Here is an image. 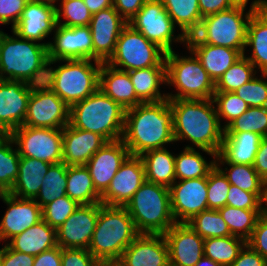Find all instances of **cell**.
Here are the masks:
<instances>
[{"mask_svg": "<svg viewBox=\"0 0 267 266\" xmlns=\"http://www.w3.org/2000/svg\"><path fill=\"white\" fill-rule=\"evenodd\" d=\"M32 1H36V2H40V3H44V4H48V5H51V6H54V7H57V5H55V3L60 0H32Z\"/></svg>", "mask_w": 267, "mask_h": 266, "instance_id": "cell-64", "label": "cell"}, {"mask_svg": "<svg viewBox=\"0 0 267 266\" xmlns=\"http://www.w3.org/2000/svg\"><path fill=\"white\" fill-rule=\"evenodd\" d=\"M99 215V203L80 205L56 230L57 245L61 248L90 246Z\"/></svg>", "mask_w": 267, "mask_h": 266, "instance_id": "cell-19", "label": "cell"}, {"mask_svg": "<svg viewBox=\"0 0 267 266\" xmlns=\"http://www.w3.org/2000/svg\"><path fill=\"white\" fill-rule=\"evenodd\" d=\"M258 175L267 182V136L263 137L253 164Z\"/></svg>", "mask_w": 267, "mask_h": 266, "instance_id": "cell-59", "label": "cell"}, {"mask_svg": "<svg viewBox=\"0 0 267 266\" xmlns=\"http://www.w3.org/2000/svg\"><path fill=\"white\" fill-rule=\"evenodd\" d=\"M91 14L113 7V0H83Z\"/></svg>", "mask_w": 267, "mask_h": 266, "instance_id": "cell-60", "label": "cell"}, {"mask_svg": "<svg viewBox=\"0 0 267 266\" xmlns=\"http://www.w3.org/2000/svg\"><path fill=\"white\" fill-rule=\"evenodd\" d=\"M251 49V55L245 56L261 73H267V9L253 13L248 21L246 45ZM248 56V57H247Z\"/></svg>", "mask_w": 267, "mask_h": 266, "instance_id": "cell-31", "label": "cell"}, {"mask_svg": "<svg viewBox=\"0 0 267 266\" xmlns=\"http://www.w3.org/2000/svg\"><path fill=\"white\" fill-rule=\"evenodd\" d=\"M187 223L203 239L231 236L230 230L218 210L202 211Z\"/></svg>", "mask_w": 267, "mask_h": 266, "instance_id": "cell-43", "label": "cell"}, {"mask_svg": "<svg viewBox=\"0 0 267 266\" xmlns=\"http://www.w3.org/2000/svg\"><path fill=\"white\" fill-rule=\"evenodd\" d=\"M165 10L186 37L193 35L200 27L202 16L199 0H162Z\"/></svg>", "mask_w": 267, "mask_h": 266, "instance_id": "cell-36", "label": "cell"}, {"mask_svg": "<svg viewBox=\"0 0 267 266\" xmlns=\"http://www.w3.org/2000/svg\"><path fill=\"white\" fill-rule=\"evenodd\" d=\"M195 266H221V265L203 255V257L195 264Z\"/></svg>", "mask_w": 267, "mask_h": 266, "instance_id": "cell-62", "label": "cell"}, {"mask_svg": "<svg viewBox=\"0 0 267 266\" xmlns=\"http://www.w3.org/2000/svg\"><path fill=\"white\" fill-rule=\"evenodd\" d=\"M233 7L229 0H199L202 18L216 14Z\"/></svg>", "mask_w": 267, "mask_h": 266, "instance_id": "cell-58", "label": "cell"}, {"mask_svg": "<svg viewBox=\"0 0 267 266\" xmlns=\"http://www.w3.org/2000/svg\"><path fill=\"white\" fill-rule=\"evenodd\" d=\"M9 134L0 140V192L9 193L18 177L20 155Z\"/></svg>", "mask_w": 267, "mask_h": 266, "instance_id": "cell-39", "label": "cell"}, {"mask_svg": "<svg viewBox=\"0 0 267 266\" xmlns=\"http://www.w3.org/2000/svg\"><path fill=\"white\" fill-rule=\"evenodd\" d=\"M145 167V180L170 187L175 181V154L166 148L150 150L141 156Z\"/></svg>", "mask_w": 267, "mask_h": 266, "instance_id": "cell-33", "label": "cell"}, {"mask_svg": "<svg viewBox=\"0 0 267 266\" xmlns=\"http://www.w3.org/2000/svg\"><path fill=\"white\" fill-rule=\"evenodd\" d=\"M125 112V108L98 89L70 106L69 125L97 133L107 142L116 141L123 137Z\"/></svg>", "mask_w": 267, "mask_h": 266, "instance_id": "cell-5", "label": "cell"}, {"mask_svg": "<svg viewBox=\"0 0 267 266\" xmlns=\"http://www.w3.org/2000/svg\"><path fill=\"white\" fill-rule=\"evenodd\" d=\"M261 216L267 218V182L261 198Z\"/></svg>", "mask_w": 267, "mask_h": 266, "instance_id": "cell-61", "label": "cell"}, {"mask_svg": "<svg viewBox=\"0 0 267 266\" xmlns=\"http://www.w3.org/2000/svg\"><path fill=\"white\" fill-rule=\"evenodd\" d=\"M9 135L21 157L43 160L50 164L63 162V129L22 125Z\"/></svg>", "mask_w": 267, "mask_h": 266, "instance_id": "cell-12", "label": "cell"}, {"mask_svg": "<svg viewBox=\"0 0 267 266\" xmlns=\"http://www.w3.org/2000/svg\"><path fill=\"white\" fill-rule=\"evenodd\" d=\"M169 105L175 142L187 140L196 148L219 153L224 128L212 99H169Z\"/></svg>", "mask_w": 267, "mask_h": 266, "instance_id": "cell-2", "label": "cell"}, {"mask_svg": "<svg viewBox=\"0 0 267 266\" xmlns=\"http://www.w3.org/2000/svg\"><path fill=\"white\" fill-rule=\"evenodd\" d=\"M226 222L232 236L240 237L247 241L254 230L261 210L238 209L225 205L218 209Z\"/></svg>", "mask_w": 267, "mask_h": 266, "instance_id": "cell-41", "label": "cell"}, {"mask_svg": "<svg viewBox=\"0 0 267 266\" xmlns=\"http://www.w3.org/2000/svg\"><path fill=\"white\" fill-rule=\"evenodd\" d=\"M67 168L64 163L52 164L42 181L43 184L37 196L34 198L36 203L43 208L55 199L66 195L67 187Z\"/></svg>", "mask_w": 267, "mask_h": 266, "instance_id": "cell-40", "label": "cell"}, {"mask_svg": "<svg viewBox=\"0 0 267 266\" xmlns=\"http://www.w3.org/2000/svg\"><path fill=\"white\" fill-rule=\"evenodd\" d=\"M164 237L170 266H195L204 255V239L188 223H175Z\"/></svg>", "mask_w": 267, "mask_h": 266, "instance_id": "cell-21", "label": "cell"}, {"mask_svg": "<svg viewBox=\"0 0 267 266\" xmlns=\"http://www.w3.org/2000/svg\"><path fill=\"white\" fill-rule=\"evenodd\" d=\"M233 7H240L246 9L249 0H229Z\"/></svg>", "mask_w": 267, "mask_h": 266, "instance_id": "cell-63", "label": "cell"}, {"mask_svg": "<svg viewBox=\"0 0 267 266\" xmlns=\"http://www.w3.org/2000/svg\"><path fill=\"white\" fill-rule=\"evenodd\" d=\"M66 195L79 205L101 203V195L96 191L85 165L68 166Z\"/></svg>", "mask_w": 267, "mask_h": 266, "instance_id": "cell-35", "label": "cell"}, {"mask_svg": "<svg viewBox=\"0 0 267 266\" xmlns=\"http://www.w3.org/2000/svg\"><path fill=\"white\" fill-rule=\"evenodd\" d=\"M130 155L122 139L107 142L85 165L96 191L102 195L110 185L121 164Z\"/></svg>", "mask_w": 267, "mask_h": 266, "instance_id": "cell-22", "label": "cell"}, {"mask_svg": "<svg viewBox=\"0 0 267 266\" xmlns=\"http://www.w3.org/2000/svg\"><path fill=\"white\" fill-rule=\"evenodd\" d=\"M49 60H93V42L89 26L66 27L57 24L48 46Z\"/></svg>", "mask_w": 267, "mask_h": 266, "instance_id": "cell-16", "label": "cell"}, {"mask_svg": "<svg viewBox=\"0 0 267 266\" xmlns=\"http://www.w3.org/2000/svg\"><path fill=\"white\" fill-rule=\"evenodd\" d=\"M55 63L61 65L51 67ZM101 64L90 59L49 60L45 84L70 107L99 89Z\"/></svg>", "mask_w": 267, "mask_h": 266, "instance_id": "cell-6", "label": "cell"}, {"mask_svg": "<svg viewBox=\"0 0 267 266\" xmlns=\"http://www.w3.org/2000/svg\"><path fill=\"white\" fill-rule=\"evenodd\" d=\"M107 141L97 133L74 128H63V162L67 166L86 165Z\"/></svg>", "mask_w": 267, "mask_h": 266, "instance_id": "cell-26", "label": "cell"}, {"mask_svg": "<svg viewBox=\"0 0 267 266\" xmlns=\"http://www.w3.org/2000/svg\"><path fill=\"white\" fill-rule=\"evenodd\" d=\"M139 235L125 207L99 203V215L88 251L101 264L117 263Z\"/></svg>", "mask_w": 267, "mask_h": 266, "instance_id": "cell-4", "label": "cell"}, {"mask_svg": "<svg viewBox=\"0 0 267 266\" xmlns=\"http://www.w3.org/2000/svg\"><path fill=\"white\" fill-rule=\"evenodd\" d=\"M245 245L244 239L232 235L207 238L204 239V256L221 266H230Z\"/></svg>", "mask_w": 267, "mask_h": 266, "instance_id": "cell-38", "label": "cell"}, {"mask_svg": "<svg viewBox=\"0 0 267 266\" xmlns=\"http://www.w3.org/2000/svg\"><path fill=\"white\" fill-rule=\"evenodd\" d=\"M262 138L253 132L224 133L216 163L253 165Z\"/></svg>", "mask_w": 267, "mask_h": 266, "instance_id": "cell-28", "label": "cell"}, {"mask_svg": "<svg viewBox=\"0 0 267 266\" xmlns=\"http://www.w3.org/2000/svg\"><path fill=\"white\" fill-rule=\"evenodd\" d=\"M70 107L45 83L33 85L24 126L63 129L69 124Z\"/></svg>", "mask_w": 267, "mask_h": 266, "instance_id": "cell-13", "label": "cell"}, {"mask_svg": "<svg viewBox=\"0 0 267 266\" xmlns=\"http://www.w3.org/2000/svg\"><path fill=\"white\" fill-rule=\"evenodd\" d=\"M224 164L228 166L221 168V165L225 166ZM216 166L226 176L230 184L244 191L255 193L260 199L262 198L266 182L258 175L253 165L216 163Z\"/></svg>", "mask_w": 267, "mask_h": 266, "instance_id": "cell-37", "label": "cell"}, {"mask_svg": "<svg viewBox=\"0 0 267 266\" xmlns=\"http://www.w3.org/2000/svg\"><path fill=\"white\" fill-rule=\"evenodd\" d=\"M32 87L23 81L0 80V129L5 134L24 124Z\"/></svg>", "mask_w": 267, "mask_h": 266, "instance_id": "cell-18", "label": "cell"}, {"mask_svg": "<svg viewBox=\"0 0 267 266\" xmlns=\"http://www.w3.org/2000/svg\"><path fill=\"white\" fill-rule=\"evenodd\" d=\"M256 74L255 67L245 56H242L215 83V92H235Z\"/></svg>", "mask_w": 267, "mask_h": 266, "instance_id": "cell-42", "label": "cell"}, {"mask_svg": "<svg viewBox=\"0 0 267 266\" xmlns=\"http://www.w3.org/2000/svg\"><path fill=\"white\" fill-rule=\"evenodd\" d=\"M35 256L11 249L7 244L2 247L0 266H33Z\"/></svg>", "mask_w": 267, "mask_h": 266, "instance_id": "cell-54", "label": "cell"}, {"mask_svg": "<svg viewBox=\"0 0 267 266\" xmlns=\"http://www.w3.org/2000/svg\"><path fill=\"white\" fill-rule=\"evenodd\" d=\"M246 244L267 261V218L259 217Z\"/></svg>", "mask_w": 267, "mask_h": 266, "instance_id": "cell-53", "label": "cell"}, {"mask_svg": "<svg viewBox=\"0 0 267 266\" xmlns=\"http://www.w3.org/2000/svg\"><path fill=\"white\" fill-rule=\"evenodd\" d=\"M267 9V0H254L245 13L244 8L231 7L204 17L194 35L205 44L223 46L245 52L248 21L253 13Z\"/></svg>", "mask_w": 267, "mask_h": 266, "instance_id": "cell-7", "label": "cell"}, {"mask_svg": "<svg viewBox=\"0 0 267 266\" xmlns=\"http://www.w3.org/2000/svg\"><path fill=\"white\" fill-rule=\"evenodd\" d=\"M166 52L127 24L116 42L113 55L106 62L120 70L166 67Z\"/></svg>", "mask_w": 267, "mask_h": 266, "instance_id": "cell-10", "label": "cell"}, {"mask_svg": "<svg viewBox=\"0 0 267 266\" xmlns=\"http://www.w3.org/2000/svg\"><path fill=\"white\" fill-rule=\"evenodd\" d=\"M6 134L0 129V140L5 136Z\"/></svg>", "mask_w": 267, "mask_h": 266, "instance_id": "cell-66", "label": "cell"}, {"mask_svg": "<svg viewBox=\"0 0 267 266\" xmlns=\"http://www.w3.org/2000/svg\"><path fill=\"white\" fill-rule=\"evenodd\" d=\"M261 74L260 78L255 76L234 92L249 107H267V73Z\"/></svg>", "mask_w": 267, "mask_h": 266, "instance_id": "cell-49", "label": "cell"}, {"mask_svg": "<svg viewBox=\"0 0 267 266\" xmlns=\"http://www.w3.org/2000/svg\"><path fill=\"white\" fill-rule=\"evenodd\" d=\"M212 100L214 104H216L215 107H217L216 111L220 124H222V118L227 122H224L225 125H223V128H225L235 118H238L245 113L249 108V105L239 98L234 92H215Z\"/></svg>", "mask_w": 267, "mask_h": 266, "instance_id": "cell-46", "label": "cell"}, {"mask_svg": "<svg viewBox=\"0 0 267 266\" xmlns=\"http://www.w3.org/2000/svg\"><path fill=\"white\" fill-rule=\"evenodd\" d=\"M253 132L267 136V107H249L225 128L224 133Z\"/></svg>", "mask_w": 267, "mask_h": 266, "instance_id": "cell-44", "label": "cell"}, {"mask_svg": "<svg viewBox=\"0 0 267 266\" xmlns=\"http://www.w3.org/2000/svg\"><path fill=\"white\" fill-rule=\"evenodd\" d=\"M49 42L37 43L7 33L0 34V80H16L31 85L44 84L48 71Z\"/></svg>", "mask_w": 267, "mask_h": 266, "instance_id": "cell-3", "label": "cell"}, {"mask_svg": "<svg viewBox=\"0 0 267 266\" xmlns=\"http://www.w3.org/2000/svg\"><path fill=\"white\" fill-rule=\"evenodd\" d=\"M1 255H2V248L0 249V261H1Z\"/></svg>", "mask_w": 267, "mask_h": 266, "instance_id": "cell-67", "label": "cell"}, {"mask_svg": "<svg viewBox=\"0 0 267 266\" xmlns=\"http://www.w3.org/2000/svg\"><path fill=\"white\" fill-rule=\"evenodd\" d=\"M56 26V7L29 0L12 32L21 38L40 43L55 31Z\"/></svg>", "mask_w": 267, "mask_h": 266, "instance_id": "cell-24", "label": "cell"}, {"mask_svg": "<svg viewBox=\"0 0 267 266\" xmlns=\"http://www.w3.org/2000/svg\"><path fill=\"white\" fill-rule=\"evenodd\" d=\"M102 266H119L117 263H107L103 264Z\"/></svg>", "mask_w": 267, "mask_h": 266, "instance_id": "cell-65", "label": "cell"}, {"mask_svg": "<svg viewBox=\"0 0 267 266\" xmlns=\"http://www.w3.org/2000/svg\"><path fill=\"white\" fill-rule=\"evenodd\" d=\"M230 266H267V261L246 244Z\"/></svg>", "mask_w": 267, "mask_h": 266, "instance_id": "cell-55", "label": "cell"}, {"mask_svg": "<svg viewBox=\"0 0 267 266\" xmlns=\"http://www.w3.org/2000/svg\"><path fill=\"white\" fill-rule=\"evenodd\" d=\"M226 205L238 209L261 210V199L255 193L230 184Z\"/></svg>", "mask_w": 267, "mask_h": 266, "instance_id": "cell-50", "label": "cell"}, {"mask_svg": "<svg viewBox=\"0 0 267 266\" xmlns=\"http://www.w3.org/2000/svg\"><path fill=\"white\" fill-rule=\"evenodd\" d=\"M200 150L210 155L213 160L207 162ZM216 156L217 154L206 149L198 148L196 151L193 145L185 146L178 155H175L176 181L208 177L209 172L216 166Z\"/></svg>", "mask_w": 267, "mask_h": 266, "instance_id": "cell-34", "label": "cell"}, {"mask_svg": "<svg viewBox=\"0 0 267 266\" xmlns=\"http://www.w3.org/2000/svg\"><path fill=\"white\" fill-rule=\"evenodd\" d=\"M99 89L125 109L143 103L136 96L128 71L112 67L106 62L101 64Z\"/></svg>", "mask_w": 267, "mask_h": 266, "instance_id": "cell-27", "label": "cell"}, {"mask_svg": "<svg viewBox=\"0 0 267 266\" xmlns=\"http://www.w3.org/2000/svg\"><path fill=\"white\" fill-rule=\"evenodd\" d=\"M169 191L176 223H187L195 215L208 210L207 177L175 181Z\"/></svg>", "mask_w": 267, "mask_h": 266, "instance_id": "cell-14", "label": "cell"}, {"mask_svg": "<svg viewBox=\"0 0 267 266\" xmlns=\"http://www.w3.org/2000/svg\"><path fill=\"white\" fill-rule=\"evenodd\" d=\"M139 234H165L175 223L169 188L145 181L125 206Z\"/></svg>", "mask_w": 267, "mask_h": 266, "instance_id": "cell-8", "label": "cell"}, {"mask_svg": "<svg viewBox=\"0 0 267 266\" xmlns=\"http://www.w3.org/2000/svg\"><path fill=\"white\" fill-rule=\"evenodd\" d=\"M0 199L7 205L0 221V242L6 243L42 220V208L34 199L19 198L10 193H2Z\"/></svg>", "mask_w": 267, "mask_h": 266, "instance_id": "cell-20", "label": "cell"}, {"mask_svg": "<svg viewBox=\"0 0 267 266\" xmlns=\"http://www.w3.org/2000/svg\"><path fill=\"white\" fill-rule=\"evenodd\" d=\"M61 266H102L84 248H61Z\"/></svg>", "mask_w": 267, "mask_h": 266, "instance_id": "cell-51", "label": "cell"}, {"mask_svg": "<svg viewBox=\"0 0 267 266\" xmlns=\"http://www.w3.org/2000/svg\"><path fill=\"white\" fill-rule=\"evenodd\" d=\"M6 244L18 252L37 256L58 246L56 229L42 219L37 224L11 238Z\"/></svg>", "mask_w": 267, "mask_h": 266, "instance_id": "cell-29", "label": "cell"}, {"mask_svg": "<svg viewBox=\"0 0 267 266\" xmlns=\"http://www.w3.org/2000/svg\"><path fill=\"white\" fill-rule=\"evenodd\" d=\"M33 266H61V247L56 246L35 256Z\"/></svg>", "mask_w": 267, "mask_h": 266, "instance_id": "cell-57", "label": "cell"}, {"mask_svg": "<svg viewBox=\"0 0 267 266\" xmlns=\"http://www.w3.org/2000/svg\"><path fill=\"white\" fill-rule=\"evenodd\" d=\"M127 24L114 7L92 14L89 27L93 42V60L103 63L110 59L118 37Z\"/></svg>", "mask_w": 267, "mask_h": 266, "instance_id": "cell-17", "label": "cell"}, {"mask_svg": "<svg viewBox=\"0 0 267 266\" xmlns=\"http://www.w3.org/2000/svg\"><path fill=\"white\" fill-rule=\"evenodd\" d=\"M56 7L57 24L66 27L89 26L92 14L83 0H60ZM62 17L64 18L63 21ZM62 20V21H61Z\"/></svg>", "mask_w": 267, "mask_h": 266, "instance_id": "cell-45", "label": "cell"}, {"mask_svg": "<svg viewBox=\"0 0 267 266\" xmlns=\"http://www.w3.org/2000/svg\"><path fill=\"white\" fill-rule=\"evenodd\" d=\"M79 206L75 200L65 195L42 208V219L57 230Z\"/></svg>", "mask_w": 267, "mask_h": 266, "instance_id": "cell-48", "label": "cell"}, {"mask_svg": "<svg viewBox=\"0 0 267 266\" xmlns=\"http://www.w3.org/2000/svg\"><path fill=\"white\" fill-rule=\"evenodd\" d=\"M185 45L200 61L214 83L243 56L233 48L202 43L194 34L187 37Z\"/></svg>", "mask_w": 267, "mask_h": 266, "instance_id": "cell-25", "label": "cell"}, {"mask_svg": "<svg viewBox=\"0 0 267 266\" xmlns=\"http://www.w3.org/2000/svg\"><path fill=\"white\" fill-rule=\"evenodd\" d=\"M128 24L166 53L173 51V42L186 44L187 37L183 33L174 35L176 25L162 0H147Z\"/></svg>", "mask_w": 267, "mask_h": 266, "instance_id": "cell-11", "label": "cell"}, {"mask_svg": "<svg viewBox=\"0 0 267 266\" xmlns=\"http://www.w3.org/2000/svg\"><path fill=\"white\" fill-rule=\"evenodd\" d=\"M147 0H113L114 9L129 22Z\"/></svg>", "mask_w": 267, "mask_h": 266, "instance_id": "cell-56", "label": "cell"}, {"mask_svg": "<svg viewBox=\"0 0 267 266\" xmlns=\"http://www.w3.org/2000/svg\"><path fill=\"white\" fill-rule=\"evenodd\" d=\"M119 266H170L169 248L163 234H139L125 249Z\"/></svg>", "mask_w": 267, "mask_h": 266, "instance_id": "cell-23", "label": "cell"}, {"mask_svg": "<svg viewBox=\"0 0 267 266\" xmlns=\"http://www.w3.org/2000/svg\"><path fill=\"white\" fill-rule=\"evenodd\" d=\"M208 209L218 210L226 205L230 183L222 171L215 166L207 177Z\"/></svg>", "mask_w": 267, "mask_h": 266, "instance_id": "cell-47", "label": "cell"}, {"mask_svg": "<svg viewBox=\"0 0 267 266\" xmlns=\"http://www.w3.org/2000/svg\"><path fill=\"white\" fill-rule=\"evenodd\" d=\"M179 56L173 50L165 55L167 86H175L176 94L167 93L168 99H212L215 83L196 56Z\"/></svg>", "mask_w": 267, "mask_h": 266, "instance_id": "cell-9", "label": "cell"}, {"mask_svg": "<svg viewBox=\"0 0 267 266\" xmlns=\"http://www.w3.org/2000/svg\"><path fill=\"white\" fill-rule=\"evenodd\" d=\"M145 181V167L141 157L129 155L101 195V203L125 207Z\"/></svg>", "mask_w": 267, "mask_h": 266, "instance_id": "cell-15", "label": "cell"}, {"mask_svg": "<svg viewBox=\"0 0 267 266\" xmlns=\"http://www.w3.org/2000/svg\"><path fill=\"white\" fill-rule=\"evenodd\" d=\"M51 165L43 160L20 156L18 177L9 193L19 198L34 199Z\"/></svg>", "mask_w": 267, "mask_h": 266, "instance_id": "cell-30", "label": "cell"}, {"mask_svg": "<svg viewBox=\"0 0 267 266\" xmlns=\"http://www.w3.org/2000/svg\"><path fill=\"white\" fill-rule=\"evenodd\" d=\"M29 0H0V24H11V29L20 20Z\"/></svg>", "mask_w": 267, "mask_h": 266, "instance_id": "cell-52", "label": "cell"}, {"mask_svg": "<svg viewBox=\"0 0 267 266\" xmlns=\"http://www.w3.org/2000/svg\"><path fill=\"white\" fill-rule=\"evenodd\" d=\"M136 96L143 102H160L167 98L160 85L167 84L166 67H148L128 71Z\"/></svg>", "mask_w": 267, "mask_h": 266, "instance_id": "cell-32", "label": "cell"}, {"mask_svg": "<svg viewBox=\"0 0 267 266\" xmlns=\"http://www.w3.org/2000/svg\"><path fill=\"white\" fill-rule=\"evenodd\" d=\"M122 140L130 155L163 149L175 142L173 137V112L169 99L146 102L126 109Z\"/></svg>", "mask_w": 267, "mask_h": 266, "instance_id": "cell-1", "label": "cell"}]
</instances>
